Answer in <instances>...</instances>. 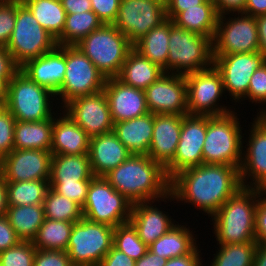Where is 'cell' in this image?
Wrapping results in <instances>:
<instances>
[{"label": "cell", "instance_id": "1", "mask_svg": "<svg viewBox=\"0 0 266 266\" xmlns=\"http://www.w3.org/2000/svg\"><path fill=\"white\" fill-rule=\"evenodd\" d=\"M242 186L236 166L201 164L170 179V202L193 205L212 217Z\"/></svg>", "mask_w": 266, "mask_h": 266}, {"label": "cell", "instance_id": "2", "mask_svg": "<svg viewBox=\"0 0 266 266\" xmlns=\"http://www.w3.org/2000/svg\"><path fill=\"white\" fill-rule=\"evenodd\" d=\"M104 177L133 204L160 199L167 203L170 199V179L165 168L148 155H131Z\"/></svg>", "mask_w": 266, "mask_h": 266}, {"label": "cell", "instance_id": "3", "mask_svg": "<svg viewBox=\"0 0 266 266\" xmlns=\"http://www.w3.org/2000/svg\"><path fill=\"white\" fill-rule=\"evenodd\" d=\"M266 191L241 187L211 217L217 244L256 242L255 210Z\"/></svg>", "mask_w": 266, "mask_h": 266}, {"label": "cell", "instance_id": "4", "mask_svg": "<svg viewBox=\"0 0 266 266\" xmlns=\"http://www.w3.org/2000/svg\"><path fill=\"white\" fill-rule=\"evenodd\" d=\"M238 115L235 107L232 112L224 115H207V131L202 149L204 164L231 165L240 169L245 139Z\"/></svg>", "mask_w": 266, "mask_h": 266}, {"label": "cell", "instance_id": "5", "mask_svg": "<svg viewBox=\"0 0 266 266\" xmlns=\"http://www.w3.org/2000/svg\"><path fill=\"white\" fill-rule=\"evenodd\" d=\"M165 73L187 75L213 66L212 39L173 24L170 27Z\"/></svg>", "mask_w": 266, "mask_h": 266}, {"label": "cell", "instance_id": "6", "mask_svg": "<svg viewBox=\"0 0 266 266\" xmlns=\"http://www.w3.org/2000/svg\"><path fill=\"white\" fill-rule=\"evenodd\" d=\"M77 46L105 76L116 78L133 44L113 24H103Z\"/></svg>", "mask_w": 266, "mask_h": 266}, {"label": "cell", "instance_id": "7", "mask_svg": "<svg viewBox=\"0 0 266 266\" xmlns=\"http://www.w3.org/2000/svg\"><path fill=\"white\" fill-rule=\"evenodd\" d=\"M55 99L53 92L30 80L20 70L7 85L6 106L16 121L37 122L53 118L56 116L52 111Z\"/></svg>", "mask_w": 266, "mask_h": 266}, {"label": "cell", "instance_id": "8", "mask_svg": "<svg viewBox=\"0 0 266 266\" xmlns=\"http://www.w3.org/2000/svg\"><path fill=\"white\" fill-rule=\"evenodd\" d=\"M56 46V39L39 25L30 9L21 0H16L15 27L6 46L15 63L21 67Z\"/></svg>", "mask_w": 266, "mask_h": 266}, {"label": "cell", "instance_id": "9", "mask_svg": "<svg viewBox=\"0 0 266 266\" xmlns=\"http://www.w3.org/2000/svg\"><path fill=\"white\" fill-rule=\"evenodd\" d=\"M133 203L116 191L103 176H94L82 207L83 218L113 228L129 222Z\"/></svg>", "mask_w": 266, "mask_h": 266}, {"label": "cell", "instance_id": "10", "mask_svg": "<svg viewBox=\"0 0 266 266\" xmlns=\"http://www.w3.org/2000/svg\"><path fill=\"white\" fill-rule=\"evenodd\" d=\"M112 226L81 218L73 224L67 254L72 265L98 266L113 246Z\"/></svg>", "mask_w": 266, "mask_h": 266}, {"label": "cell", "instance_id": "11", "mask_svg": "<svg viewBox=\"0 0 266 266\" xmlns=\"http://www.w3.org/2000/svg\"><path fill=\"white\" fill-rule=\"evenodd\" d=\"M105 82V76L77 46H66L64 81L55 94L56 99L62 101L63 106L59 104V107L63 108L77 97L102 91Z\"/></svg>", "mask_w": 266, "mask_h": 266}, {"label": "cell", "instance_id": "12", "mask_svg": "<svg viewBox=\"0 0 266 266\" xmlns=\"http://www.w3.org/2000/svg\"><path fill=\"white\" fill-rule=\"evenodd\" d=\"M230 15L218 17L213 56L259 51L256 18L243 13Z\"/></svg>", "mask_w": 266, "mask_h": 266}, {"label": "cell", "instance_id": "13", "mask_svg": "<svg viewBox=\"0 0 266 266\" xmlns=\"http://www.w3.org/2000/svg\"><path fill=\"white\" fill-rule=\"evenodd\" d=\"M185 78L189 115L220 116L232 112L231 107L218 103L225 92L221 73L214 65L206 70L187 74Z\"/></svg>", "mask_w": 266, "mask_h": 266}, {"label": "cell", "instance_id": "14", "mask_svg": "<svg viewBox=\"0 0 266 266\" xmlns=\"http://www.w3.org/2000/svg\"><path fill=\"white\" fill-rule=\"evenodd\" d=\"M167 20L165 4L154 0H121L113 25L134 45Z\"/></svg>", "mask_w": 266, "mask_h": 266}, {"label": "cell", "instance_id": "15", "mask_svg": "<svg viewBox=\"0 0 266 266\" xmlns=\"http://www.w3.org/2000/svg\"><path fill=\"white\" fill-rule=\"evenodd\" d=\"M260 108L262 110H259L251 122L248 140L245 137L247 145L245 148L243 145L242 148V163L239 170L243 187L266 191V109Z\"/></svg>", "mask_w": 266, "mask_h": 266}, {"label": "cell", "instance_id": "16", "mask_svg": "<svg viewBox=\"0 0 266 266\" xmlns=\"http://www.w3.org/2000/svg\"><path fill=\"white\" fill-rule=\"evenodd\" d=\"M213 58V65L222 76L224 92L229 93L234 103H241L245 98L253 73L266 62V57L259 51L213 56Z\"/></svg>", "mask_w": 266, "mask_h": 266}, {"label": "cell", "instance_id": "17", "mask_svg": "<svg viewBox=\"0 0 266 266\" xmlns=\"http://www.w3.org/2000/svg\"><path fill=\"white\" fill-rule=\"evenodd\" d=\"M207 131V115H184L180 140L173 160L165 167L171 179L187 168L203 164V145Z\"/></svg>", "mask_w": 266, "mask_h": 266}, {"label": "cell", "instance_id": "18", "mask_svg": "<svg viewBox=\"0 0 266 266\" xmlns=\"http://www.w3.org/2000/svg\"><path fill=\"white\" fill-rule=\"evenodd\" d=\"M62 110L67 113L90 138L113 131L114 123L104 90L77 97L68 102Z\"/></svg>", "mask_w": 266, "mask_h": 266}, {"label": "cell", "instance_id": "19", "mask_svg": "<svg viewBox=\"0 0 266 266\" xmlns=\"http://www.w3.org/2000/svg\"><path fill=\"white\" fill-rule=\"evenodd\" d=\"M51 151L13 149L0 160V176L5 182L49 180Z\"/></svg>", "mask_w": 266, "mask_h": 266}, {"label": "cell", "instance_id": "20", "mask_svg": "<svg viewBox=\"0 0 266 266\" xmlns=\"http://www.w3.org/2000/svg\"><path fill=\"white\" fill-rule=\"evenodd\" d=\"M144 91L149 112L153 114H188L185 76L164 73Z\"/></svg>", "mask_w": 266, "mask_h": 266}, {"label": "cell", "instance_id": "21", "mask_svg": "<svg viewBox=\"0 0 266 266\" xmlns=\"http://www.w3.org/2000/svg\"><path fill=\"white\" fill-rule=\"evenodd\" d=\"M113 123L141 117L149 113L145 91L107 78L104 86Z\"/></svg>", "mask_w": 266, "mask_h": 266}, {"label": "cell", "instance_id": "22", "mask_svg": "<svg viewBox=\"0 0 266 266\" xmlns=\"http://www.w3.org/2000/svg\"><path fill=\"white\" fill-rule=\"evenodd\" d=\"M66 46H56L51 51L27 61L20 67L30 80L56 94L64 81Z\"/></svg>", "mask_w": 266, "mask_h": 266}, {"label": "cell", "instance_id": "23", "mask_svg": "<svg viewBox=\"0 0 266 266\" xmlns=\"http://www.w3.org/2000/svg\"><path fill=\"white\" fill-rule=\"evenodd\" d=\"M184 115L154 114L152 141L148 156L164 168L173 160Z\"/></svg>", "mask_w": 266, "mask_h": 266}, {"label": "cell", "instance_id": "24", "mask_svg": "<svg viewBox=\"0 0 266 266\" xmlns=\"http://www.w3.org/2000/svg\"><path fill=\"white\" fill-rule=\"evenodd\" d=\"M132 154L111 131L90 138L88 156L94 176H105Z\"/></svg>", "mask_w": 266, "mask_h": 266}, {"label": "cell", "instance_id": "25", "mask_svg": "<svg viewBox=\"0 0 266 266\" xmlns=\"http://www.w3.org/2000/svg\"><path fill=\"white\" fill-rule=\"evenodd\" d=\"M156 201L138 202L132 206L129 222L137 230L139 238L149 247L166 234L176 222L160 210ZM154 204V205H153Z\"/></svg>", "mask_w": 266, "mask_h": 266}, {"label": "cell", "instance_id": "26", "mask_svg": "<svg viewBox=\"0 0 266 266\" xmlns=\"http://www.w3.org/2000/svg\"><path fill=\"white\" fill-rule=\"evenodd\" d=\"M89 143L90 137L67 113L62 111L54 117L52 155L88 154Z\"/></svg>", "mask_w": 266, "mask_h": 266}, {"label": "cell", "instance_id": "27", "mask_svg": "<svg viewBox=\"0 0 266 266\" xmlns=\"http://www.w3.org/2000/svg\"><path fill=\"white\" fill-rule=\"evenodd\" d=\"M154 114L114 123L113 132L132 155H148L152 141Z\"/></svg>", "mask_w": 266, "mask_h": 266}, {"label": "cell", "instance_id": "28", "mask_svg": "<svg viewBox=\"0 0 266 266\" xmlns=\"http://www.w3.org/2000/svg\"><path fill=\"white\" fill-rule=\"evenodd\" d=\"M164 73L163 68L152 63L133 48L128 53L116 78L125 85L145 90Z\"/></svg>", "mask_w": 266, "mask_h": 266}, {"label": "cell", "instance_id": "29", "mask_svg": "<svg viewBox=\"0 0 266 266\" xmlns=\"http://www.w3.org/2000/svg\"><path fill=\"white\" fill-rule=\"evenodd\" d=\"M93 177L88 154L52 155L49 183L91 181Z\"/></svg>", "mask_w": 266, "mask_h": 266}, {"label": "cell", "instance_id": "30", "mask_svg": "<svg viewBox=\"0 0 266 266\" xmlns=\"http://www.w3.org/2000/svg\"><path fill=\"white\" fill-rule=\"evenodd\" d=\"M166 234L151 244L148 249L159 257L171 259L190 254L197 247L196 234L187 225L177 222Z\"/></svg>", "mask_w": 266, "mask_h": 266}, {"label": "cell", "instance_id": "31", "mask_svg": "<svg viewBox=\"0 0 266 266\" xmlns=\"http://www.w3.org/2000/svg\"><path fill=\"white\" fill-rule=\"evenodd\" d=\"M218 17L219 15L213 1L206 0L201 5L187 8L183 12H180L172 21L177 27L209 37L213 40Z\"/></svg>", "mask_w": 266, "mask_h": 266}, {"label": "cell", "instance_id": "32", "mask_svg": "<svg viewBox=\"0 0 266 266\" xmlns=\"http://www.w3.org/2000/svg\"><path fill=\"white\" fill-rule=\"evenodd\" d=\"M54 117L37 122L16 121L14 149L51 151Z\"/></svg>", "mask_w": 266, "mask_h": 266}, {"label": "cell", "instance_id": "33", "mask_svg": "<svg viewBox=\"0 0 266 266\" xmlns=\"http://www.w3.org/2000/svg\"><path fill=\"white\" fill-rule=\"evenodd\" d=\"M173 21L167 19L160 26L151 29L138 40L133 48L152 63L159 65L165 71L169 52L170 27Z\"/></svg>", "mask_w": 266, "mask_h": 266}, {"label": "cell", "instance_id": "34", "mask_svg": "<svg viewBox=\"0 0 266 266\" xmlns=\"http://www.w3.org/2000/svg\"><path fill=\"white\" fill-rule=\"evenodd\" d=\"M5 216L22 241H32L45 220L44 206H8Z\"/></svg>", "mask_w": 266, "mask_h": 266}, {"label": "cell", "instance_id": "35", "mask_svg": "<svg viewBox=\"0 0 266 266\" xmlns=\"http://www.w3.org/2000/svg\"><path fill=\"white\" fill-rule=\"evenodd\" d=\"M33 16L56 40L61 36L66 12L60 0H21Z\"/></svg>", "mask_w": 266, "mask_h": 266}, {"label": "cell", "instance_id": "36", "mask_svg": "<svg viewBox=\"0 0 266 266\" xmlns=\"http://www.w3.org/2000/svg\"><path fill=\"white\" fill-rule=\"evenodd\" d=\"M102 21L93 11L67 14L61 36L56 40L58 46H74L100 28Z\"/></svg>", "mask_w": 266, "mask_h": 266}, {"label": "cell", "instance_id": "37", "mask_svg": "<svg viewBox=\"0 0 266 266\" xmlns=\"http://www.w3.org/2000/svg\"><path fill=\"white\" fill-rule=\"evenodd\" d=\"M74 222L56 221L45 218L32 240L40 250L66 251Z\"/></svg>", "mask_w": 266, "mask_h": 266}, {"label": "cell", "instance_id": "38", "mask_svg": "<svg viewBox=\"0 0 266 266\" xmlns=\"http://www.w3.org/2000/svg\"><path fill=\"white\" fill-rule=\"evenodd\" d=\"M8 206L43 204L49 180L6 182Z\"/></svg>", "mask_w": 266, "mask_h": 266}, {"label": "cell", "instance_id": "39", "mask_svg": "<svg viewBox=\"0 0 266 266\" xmlns=\"http://www.w3.org/2000/svg\"><path fill=\"white\" fill-rule=\"evenodd\" d=\"M257 242L219 245L210 266H253Z\"/></svg>", "mask_w": 266, "mask_h": 266}, {"label": "cell", "instance_id": "40", "mask_svg": "<svg viewBox=\"0 0 266 266\" xmlns=\"http://www.w3.org/2000/svg\"><path fill=\"white\" fill-rule=\"evenodd\" d=\"M45 218L56 221L78 222L83 218L82 207L61 194L48 189L43 202Z\"/></svg>", "mask_w": 266, "mask_h": 266}, {"label": "cell", "instance_id": "41", "mask_svg": "<svg viewBox=\"0 0 266 266\" xmlns=\"http://www.w3.org/2000/svg\"><path fill=\"white\" fill-rule=\"evenodd\" d=\"M113 246L134 261L146 254L148 246L139 238L130 222L118 225L113 232Z\"/></svg>", "mask_w": 266, "mask_h": 266}, {"label": "cell", "instance_id": "42", "mask_svg": "<svg viewBox=\"0 0 266 266\" xmlns=\"http://www.w3.org/2000/svg\"><path fill=\"white\" fill-rule=\"evenodd\" d=\"M35 253L32 241H20L0 252V266H33Z\"/></svg>", "mask_w": 266, "mask_h": 266}, {"label": "cell", "instance_id": "43", "mask_svg": "<svg viewBox=\"0 0 266 266\" xmlns=\"http://www.w3.org/2000/svg\"><path fill=\"white\" fill-rule=\"evenodd\" d=\"M16 21V0H0V46L6 47Z\"/></svg>", "mask_w": 266, "mask_h": 266}, {"label": "cell", "instance_id": "44", "mask_svg": "<svg viewBox=\"0 0 266 266\" xmlns=\"http://www.w3.org/2000/svg\"><path fill=\"white\" fill-rule=\"evenodd\" d=\"M249 100V102L258 103L260 105L266 104V62L253 73L248 87V92L242 101Z\"/></svg>", "mask_w": 266, "mask_h": 266}, {"label": "cell", "instance_id": "45", "mask_svg": "<svg viewBox=\"0 0 266 266\" xmlns=\"http://www.w3.org/2000/svg\"><path fill=\"white\" fill-rule=\"evenodd\" d=\"M16 119L6 110L0 115V160L14 149Z\"/></svg>", "mask_w": 266, "mask_h": 266}, {"label": "cell", "instance_id": "46", "mask_svg": "<svg viewBox=\"0 0 266 266\" xmlns=\"http://www.w3.org/2000/svg\"><path fill=\"white\" fill-rule=\"evenodd\" d=\"M89 184L90 181H77L76 183H50V188L83 207L87 198Z\"/></svg>", "mask_w": 266, "mask_h": 266}, {"label": "cell", "instance_id": "47", "mask_svg": "<svg viewBox=\"0 0 266 266\" xmlns=\"http://www.w3.org/2000/svg\"><path fill=\"white\" fill-rule=\"evenodd\" d=\"M33 266H72L66 251L36 249Z\"/></svg>", "mask_w": 266, "mask_h": 266}, {"label": "cell", "instance_id": "48", "mask_svg": "<svg viewBox=\"0 0 266 266\" xmlns=\"http://www.w3.org/2000/svg\"><path fill=\"white\" fill-rule=\"evenodd\" d=\"M92 11L103 24H113L116 20L121 0H90Z\"/></svg>", "mask_w": 266, "mask_h": 266}, {"label": "cell", "instance_id": "49", "mask_svg": "<svg viewBox=\"0 0 266 266\" xmlns=\"http://www.w3.org/2000/svg\"><path fill=\"white\" fill-rule=\"evenodd\" d=\"M256 242L266 246V192L258 199L255 210Z\"/></svg>", "mask_w": 266, "mask_h": 266}, {"label": "cell", "instance_id": "50", "mask_svg": "<svg viewBox=\"0 0 266 266\" xmlns=\"http://www.w3.org/2000/svg\"><path fill=\"white\" fill-rule=\"evenodd\" d=\"M22 241L12 228L6 216L0 217V252L7 250Z\"/></svg>", "mask_w": 266, "mask_h": 266}, {"label": "cell", "instance_id": "51", "mask_svg": "<svg viewBox=\"0 0 266 266\" xmlns=\"http://www.w3.org/2000/svg\"><path fill=\"white\" fill-rule=\"evenodd\" d=\"M20 70L12 54L4 46H0V77L7 83Z\"/></svg>", "mask_w": 266, "mask_h": 266}, {"label": "cell", "instance_id": "52", "mask_svg": "<svg viewBox=\"0 0 266 266\" xmlns=\"http://www.w3.org/2000/svg\"><path fill=\"white\" fill-rule=\"evenodd\" d=\"M98 266H135V261L112 246Z\"/></svg>", "mask_w": 266, "mask_h": 266}, {"label": "cell", "instance_id": "53", "mask_svg": "<svg viewBox=\"0 0 266 266\" xmlns=\"http://www.w3.org/2000/svg\"><path fill=\"white\" fill-rule=\"evenodd\" d=\"M206 0H167L165 4L167 19L173 20L180 12L187 8L201 5Z\"/></svg>", "mask_w": 266, "mask_h": 266}, {"label": "cell", "instance_id": "54", "mask_svg": "<svg viewBox=\"0 0 266 266\" xmlns=\"http://www.w3.org/2000/svg\"><path fill=\"white\" fill-rule=\"evenodd\" d=\"M219 16L244 13L247 0H212Z\"/></svg>", "mask_w": 266, "mask_h": 266}, {"label": "cell", "instance_id": "55", "mask_svg": "<svg viewBox=\"0 0 266 266\" xmlns=\"http://www.w3.org/2000/svg\"><path fill=\"white\" fill-rule=\"evenodd\" d=\"M201 255V251L197 246L190 254L168 259L165 266H203Z\"/></svg>", "mask_w": 266, "mask_h": 266}, {"label": "cell", "instance_id": "56", "mask_svg": "<svg viewBox=\"0 0 266 266\" xmlns=\"http://www.w3.org/2000/svg\"><path fill=\"white\" fill-rule=\"evenodd\" d=\"M66 14L92 11L90 0H60Z\"/></svg>", "mask_w": 266, "mask_h": 266}, {"label": "cell", "instance_id": "57", "mask_svg": "<svg viewBox=\"0 0 266 266\" xmlns=\"http://www.w3.org/2000/svg\"><path fill=\"white\" fill-rule=\"evenodd\" d=\"M167 261L168 259L159 257L148 249L144 256L135 261V266H165Z\"/></svg>", "mask_w": 266, "mask_h": 266}, {"label": "cell", "instance_id": "58", "mask_svg": "<svg viewBox=\"0 0 266 266\" xmlns=\"http://www.w3.org/2000/svg\"><path fill=\"white\" fill-rule=\"evenodd\" d=\"M259 52L266 57V14L256 16Z\"/></svg>", "mask_w": 266, "mask_h": 266}, {"label": "cell", "instance_id": "59", "mask_svg": "<svg viewBox=\"0 0 266 266\" xmlns=\"http://www.w3.org/2000/svg\"><path fill=\"white\" fill-rule=\"evenodd\" d=\"M243 14L253 17L266 14V0H247Z\"/></svg>", "mask_w": 266, "mask_h": 266}, {"label": "cell", "instance_id": "60", "mask_svg": "<svg viewBox=\"0 0 266 266\" xmlns=\"http://www.w3.org/2000/svg\"><path fill=\"white\" fill-rule=\"evenodd\" d=\"M8 208V197L5 180L0 176V217L6 215Z\"/></svg>", "mask_w": 266, "mask_h": 266}, {"label": "cell", "instance_id": "61", "mask_svg": "<svg viewBox=\"0 0 266 266\" xmlns=\"http://www.w3.org/2000/svg\"><path fill=\"white\" fill-rule=\"evenodd\" d=\"M253 266H266V246L257 244Z\"/></svg>", "mask_w": 266, "mask_h": 266}, {"label": "cell", "instance_id": "62", "mask_svg": "<svg viewBox=\"0 0 266 266\" xmlns=\"http://www.w3.org/2000/svg\"><path fill=\"white\" fill-rule=\"evenodd\" d=\"M7 85L8 83L0 77V98L7 97Z\"/></svg>", "mask_w": 266, "mask_h": 266}, {"label": "cell", "instance_id": "63", "mask_svg": "<svg viewBox=\"0 0 266 266\" xmlns=\"http://www.w3.org/2000/svg\"><path fill=\"white\" fill-rule=\"evenodd\" d=\"M7 110L6 98H0V115Z\"/></svg>", "mask_w": 266, "mask_h": 266}, {"label": "cell", "instance_id": "64", "mask_svg": "<svg viewBox=\"0 0 266 266\" xmlns=\"http://www.w3.org/2000/svg\"><path fill=\"white\" fill-rule=\"evenodd\" d=\"M154 1L162 2L164 4H166V2H167V0H154Z\"/></svg>", "mask_w": 266, "mask_h": 266}]
</instances>
